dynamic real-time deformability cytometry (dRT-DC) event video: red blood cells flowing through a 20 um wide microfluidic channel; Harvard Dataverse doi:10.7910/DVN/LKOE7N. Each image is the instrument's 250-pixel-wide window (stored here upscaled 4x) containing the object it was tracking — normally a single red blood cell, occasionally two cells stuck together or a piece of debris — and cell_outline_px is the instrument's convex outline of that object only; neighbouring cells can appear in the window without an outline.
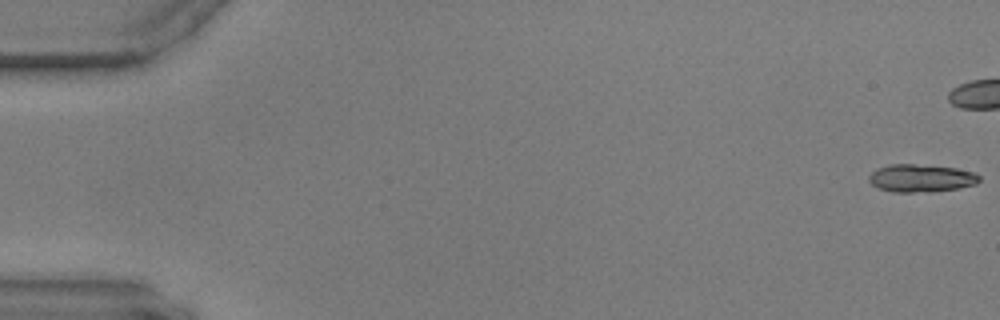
{"species": "common noctule bat (a hibernating species)", "species_latin": "Nyctalus noctula", "temperature_condition": "warm", "stored_images_in_passage": 46, "camera_frame_rate_fps": 3000, "um_per_image_px": 0.085, "animal": {"sex": "male", "body_mass_g": 17.9, "forearm_length_mm": 54.2}, "frame": {"image": 1, "passage_image": 1, "time_ms": 0.0, "image_size_px": [1000, 320], "cell_outline_px": [[980, 180], [976, 184], [956, 188], [928, 192], [892, 192], [880, 188], [872, 184], [868, 180], [868, 176], [872, 172], [888, 164], [912, 164], [956, 168], [972, 172], [980, 176]], "centroid_in_image_um": [78.27, 15.14], "position_along_channel_um": 6.7, "area_um2": 17.63}}
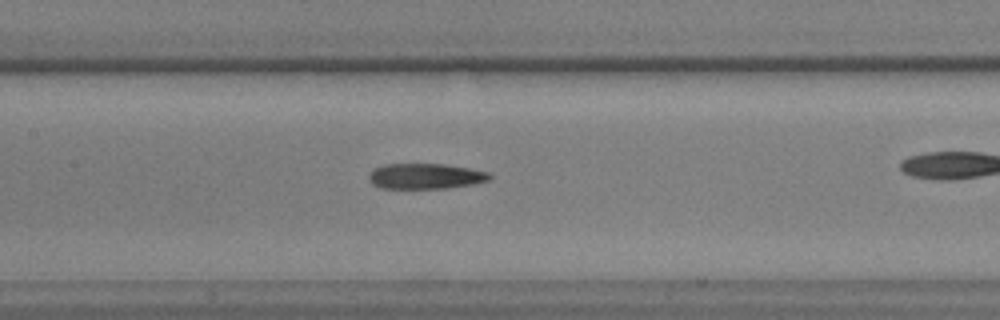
{"frame": {"image": 2, "passage_image": 28, "time_ms": 9.0, "image_size_px": [1000, 320], "cell_outline_px": [[492, 176], [488, 180], [476, 184], [448, 188], [380, 188], [372, 184], [368, 180], [368, 176], [376, 168], [384, 164], [444, 164], [468, 168], [488, 172]], "centroid_in_image_um": [36.17, 14.98], "position_along_channel_um": 171.2, "area_um2": 17.92}}
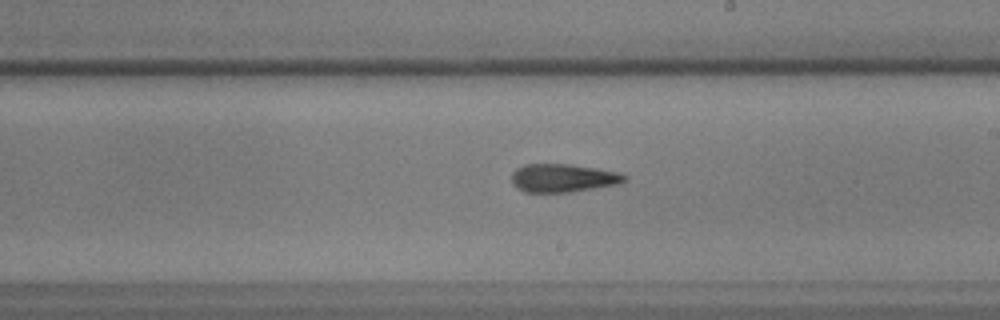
{"frame": {"image": 3, "passage_image": 34, "time_ms": 11.0, "image_size_px": [1000, 320], "cell_outline_px": [[624, 180], [620, 184], [568, 192], [524, 192], [516, 188], [512, 184], [512, 172], [516, 168], [524, 164], [568, 164], [596, 168], [620, 172], [624, 176]], "centroid_in_image_um": [47.8, 15.13], "position_along_channel_um": 241.2, "area_um2": 18.55}}